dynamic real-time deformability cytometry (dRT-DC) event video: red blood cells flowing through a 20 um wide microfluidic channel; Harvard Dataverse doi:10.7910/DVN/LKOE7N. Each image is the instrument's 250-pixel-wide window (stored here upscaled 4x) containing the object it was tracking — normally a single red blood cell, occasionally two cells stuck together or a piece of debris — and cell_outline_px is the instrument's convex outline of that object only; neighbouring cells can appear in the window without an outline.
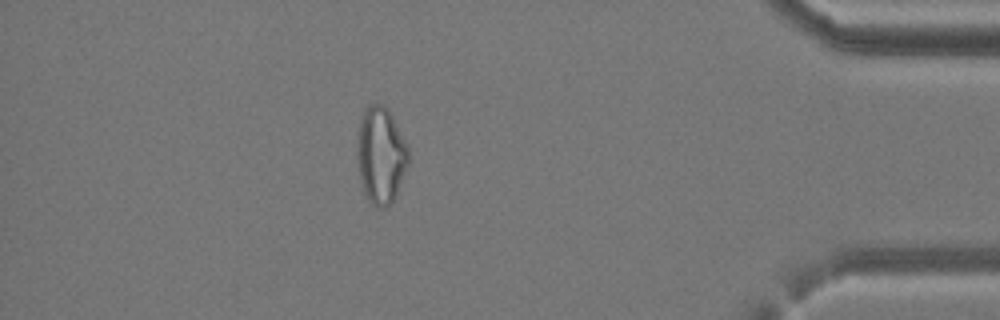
{"species": "common noctule bat (a hibernating species)", "species_latin": "Nyctalus noctula", "temperature_condition": "cold", "stored_images_in_passage": 41, "camera_frame_rate_fps": 3000, "um_per_image_px": 0.085, "animal": {"sex": "female", "body_mass_g": 24.6, "forearm_length_mm": 56.2}, "frame": {"image": 1, "passage_image": 36, "time_ms": 11.667, "image_size_px": [1000, 320], "cell_outline_px": [[408, 164], [396, 192], [392, 200], [384, 208], [376, 208], [368, 200], [364, 192], [360, 176], [360, 120], [364, 104], [384, 104], [388, 108], [408, 148]], "centroid_in_image_um": [32.39, 13.16], "position_along_channel_um": 402.8, "area_um2": 27.86}}